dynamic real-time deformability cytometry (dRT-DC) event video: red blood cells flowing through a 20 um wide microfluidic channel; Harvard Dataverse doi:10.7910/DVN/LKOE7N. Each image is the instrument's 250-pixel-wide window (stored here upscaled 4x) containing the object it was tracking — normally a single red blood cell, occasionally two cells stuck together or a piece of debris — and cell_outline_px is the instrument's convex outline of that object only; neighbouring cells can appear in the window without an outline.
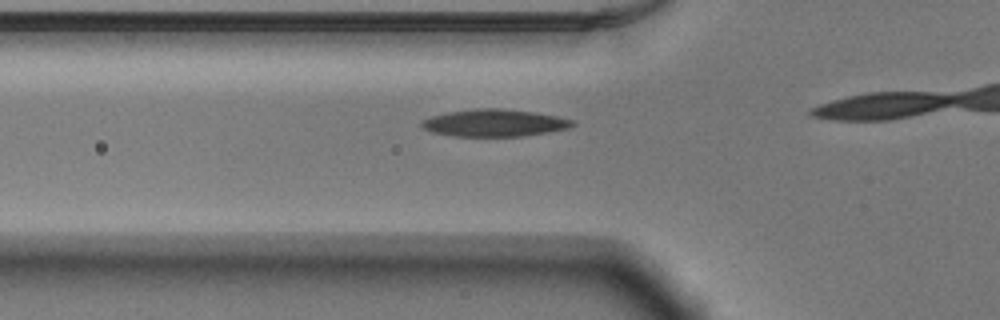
{"species": "Egyptian fruit bat (a non-hibernating species)", "species_latin": "Rousettus aegyptiacus", "temperature_condition": "warm", "stored_images_in_passage": 14, "camera_frame_rate_fps": 3000, "um_per_image_px": 0.085, "animal": {"sex": "male"}, "frame": {"image": 1, "passage_image": 9, "time_ms": 2.667, "image_size_px": [1000, 320], "cell_outline_px": [[576, 124], [568, 128], [548, 132], [524, 136], [452, 136], [432, 132], [424, 128], [420, 124], [424, 120], [432, 116], [448, 112], [476, 108], [496, 108], [532, 112], [556, 116], [576, 120]], "centroid_in_image_um": [42.05, 10.45], "position_along_channel_um": 83.7, "area_um2": 23.76}}
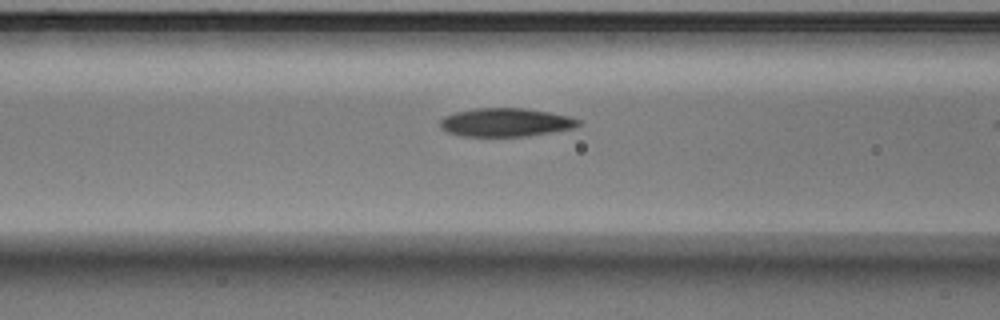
{"frame": {"image": 2, "passage_image": 12, "time_ms": 3.667, "image_size_px": [1000, 320], "cell_outline_px": [[584, 124], [576, 128], [528, 136], [464, 136], [448, 132], [440, 128], [440, 120], [444, 116], [456, 112], [476, 108], [524, 108], [548, 112], [568, 116], [580, 120]], "centroid_in_image_um": [43.02, 10.4], "position_along_channel_um": 123.6, "area_um2": 23.0}}